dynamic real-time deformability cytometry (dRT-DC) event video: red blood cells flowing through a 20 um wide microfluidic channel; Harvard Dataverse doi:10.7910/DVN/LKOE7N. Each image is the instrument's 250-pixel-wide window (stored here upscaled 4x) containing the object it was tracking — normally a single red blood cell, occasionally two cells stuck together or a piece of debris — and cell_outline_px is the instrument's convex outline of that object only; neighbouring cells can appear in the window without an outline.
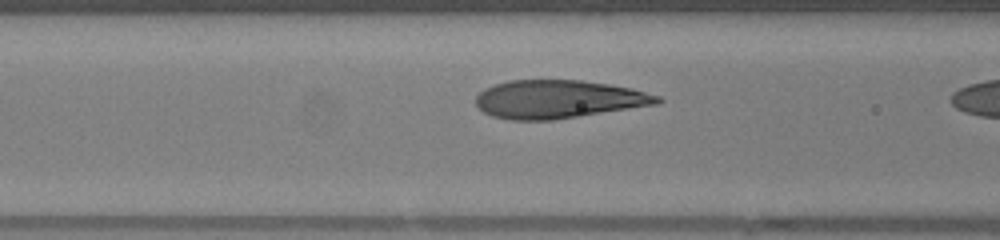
{"species": "human", "species_latin": "Homo sapiens", "temperature_condition": "warm", "stored_images_in_passage": 6, "camera_frame_rate_fps": 3000, "um_per_image_px": 0.085, "donor": {"sex": "female"}, "frame": {"image": 1, "passage_image": 5, "time_ms": 1.333, "image_size_px": [1000, 240], "cell_outline_px": [[664, 100], [656, 104], [552, 120], [512, 120], [492, 116], [484, 112], [476, 104], [476, 96], [484, 88], [508, 80], [580, 80], [608, 84], [632, 88], [660, 96]], "centroid_in_image_um": [47.45, 8.43], "position_along_channel_um": 119.2, "area_um2": 40.17}}